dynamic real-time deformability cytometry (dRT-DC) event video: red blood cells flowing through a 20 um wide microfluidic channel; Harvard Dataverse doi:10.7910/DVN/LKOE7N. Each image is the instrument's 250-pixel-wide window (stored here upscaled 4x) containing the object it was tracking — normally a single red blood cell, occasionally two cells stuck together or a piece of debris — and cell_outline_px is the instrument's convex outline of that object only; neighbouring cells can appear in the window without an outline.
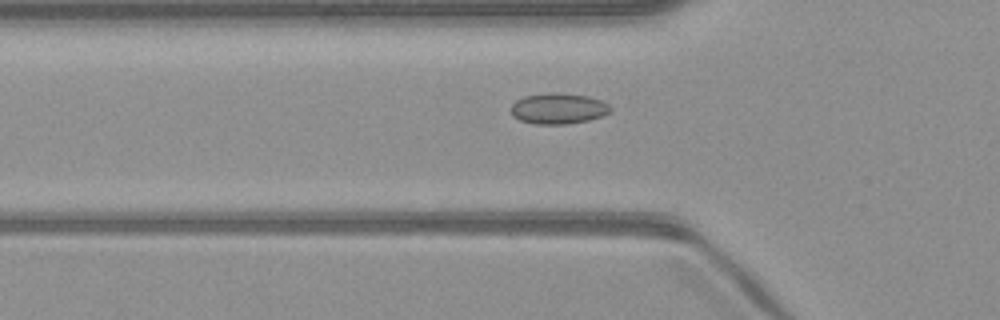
{"species": "common noctule bat (a hibernating species)", "species_latin": "Nyctalus noctula", "temperature_condition": "warm", "stored_images_in_passage": 33, "camera_frame_rate_fps": 3000, "um_per_image_px": 0.085, "animal": {"sex": "male", "body_mass_g": 23.1, "forearm_length_mm": 52.7}, "frame": {"image": 1, "passage_image": 4, "time_ms": 1.0, "image_size_px": [1000, 320], "cell_outline_px": [[612, 108], [604, 116], [588, 120], [564, 124], [532, 124], [520, 120], [512, 116], [508, 108], [516, 100], [524, 96], [548, 92], [560, 92], [588, 96], [600, 100], [608, 104]], "centroid_in_image_um": [47.41, 9.22], "position_along_channel_um": 78.4, "area_um2": 18.15}}
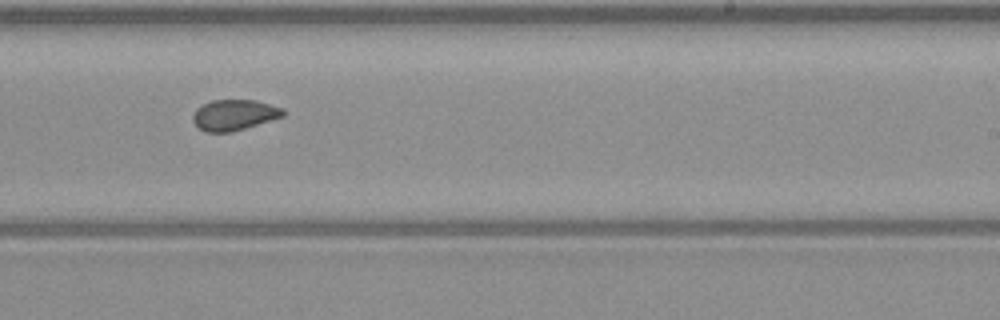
{"frame": {"image": 2, "passage_image": 18, "time_ms": 5.667, "image_size_px": [1000, 320], "cell_outline_px": [[284, 116], [232, 132], [204, 132], [192, 120], [192, 116], [196, 108], [212, 100], [256, 100], [284, 108]], "centroid_in_image_um": [19.9, 9.77], "position_along_channel_um": 269.1, "area_um2": 16.13}}
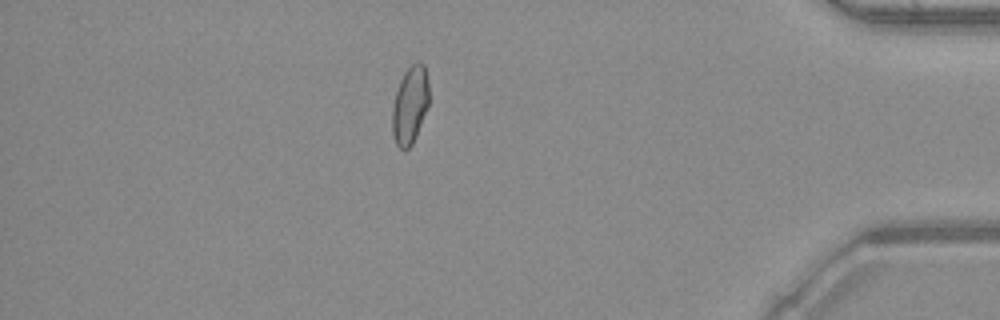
{"frame": {"image": 3, "passage_image": 31, "time_ms": 10.0, "image_size_px": [1000, 320], "cell_outline_px": [[428, 104], [416, 136], [412, 144], [404, 152], [396, 144], [392, 132], [392, 108], [396, 92], [400, 80], [404, 72], [416, 60], [420, 60], [424, 64], [428, 80]], "centroid_in_image_um": [34.84, 8.91], "position_along_channel_um": 400.4, "area_um2": 16.65}}